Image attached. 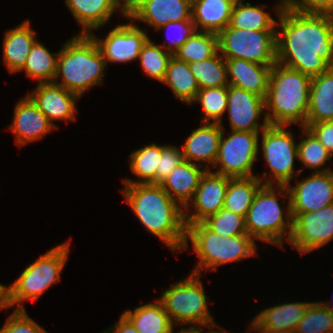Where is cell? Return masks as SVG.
Here are the masks:
<instances>
[{
    "label": "cell",
    "instance_id": "6da1fadb",
    "mask_svg": "<svg viewBox=\"0 0 333 333\" xmlns=\"http://www.w3.org/2000/svg\"><path fill=\"white\" fill-rule=\"evenodd\" d=\"M277 63L318 76L333 67V15L284 9L282 1L274 7Z\"/></svg>",
    "mask_w": 333,
    "mask_h": 333
},
{
    "label": "cell",
    "instance_id": "7a4b0ae2",
    "mask_svg": "<svg viewBox=\"0 0 333 333\" xmlns=\"http://www.w3.org/2000/svg\"><path fill=\"white\" fill-rule=\"evenodd\" d=\"M124 186V199L146 230L164 242L171 251H182L187 230L183 207L160 184Z\"/></svg>",
    "mask_w": 333,
    "mask_h": 333
},
{
    "label": "cell",
    "instance_id": "3957f363",
    "mask_svg": "<svg viewBox=\"0 0 333 333\" xmlns=\"http://www.w3.org/2000/svg\"><path fill=\"white\" fill-rule=\"evenodd\" d=\"M311 82L312 78L300 71L277 62L272 66L265 99L269 125L306 126Z\"/></svg>",
    "mask_w": 333,
    "mask_h": 333
},
{
    "label": "cell",
    "instance_id": "277c9868",
    "mask_svg": "<svg viewBox=\"0 0 333 333\" xmlns=\"http://www.w3.org/2000/svg\"><path fill=\"white\" fill-rule=\"evenodd\" d=\"M107 64L90 34H78L64 43L57 59L54 83L79 97L102 84ZM58 78L62 81H57Z\"/></svg>",
    "mask_w": 333,
    "mask_h": 333
},
{
    "label": "cell",
    "instance_id": "5b68a950",
    "mask_svg": "<svg viewBox=\"0 0 333 333\" xmlns=\"http://www.w3.org/2000/svg\"><path fill=\"white\" fill-rule=\"evenodd\" d=\"M277 194L284 198L288 197L285 213H283V208L278 202ZM245 221L247 234L251 238L282 247L284 237L288 242L293 229L291 198L288 187L263 185L258 190L247 212Z\"/></svg>",
    "mask_w": 333,
    "mask_h": 333
},
{
    "label": "cell",
    "instance_id": "8992f818",
    "mask_svg": "<svg viewBox=\"0 0 333 333\" xmlns=\"http://www.w3.org/2000/svg\"><path fill=\"white\" fill-rule=\"evenodd\" d=\"M186 242L190 239L199 260L192 273L200 274L205 270H217V267L230 262L256 256L257 244L249 235L220 236L210 230L203 222L186 225ZM204 267V268H203Z\"/></svg>",
    "mask_w": 333,
    "mask_h": 333
},
{
    "label": "cell",
    "instance_id": "52a82bcc",
    "mask_svg": "<svg viewBox=\"0 0 333 333\" xmlns=\"http://www.w3.org/2000/svg\"><path fill=\"white\" fill-rule=\"evenodd\" d=\"M70 242L66 241L42 254L36 261L28 265L10 285L11 307L25 310L24 301H37L53 284L60 280V274L70 253Z\"/></svg>",
    "mask_w": 333,
    "mask_h": 333
},
{
    "label": "cell",
    "instance_id": "ba28073f",
    "mask_svg": "<svg viewBox=\"0 0 333 333\" xmlns=\"http://www.w3.org/2000/svg\"><path fill=\"white\" fill-rule=\"evenodd\" d=\"M200 277V274L191 273L164 290L158 300L175 326L190 324L191 327L206 326L213 330L214 326L221 328L209 312L207 296Z\"/></svg>",
    "mask_w": 333,
    "mask_h": 333
},
{
    "label": "cell",
    "instance_id": "9c48e42d",
    "mask_svg": "<svg viewBox=\"0 0 333 333\" xmlns=\"http://www.w3.org/2000/svg\"><path fill=\"white\" fill-rule=\"evenodd\" d=\"M285 125H268L261 132L263 157L271 173H263L259 179L264 185L288 186L294 177H300L303 169L294 168L298 159L297 142ZM299 172V173H298ZM295 175V176H294ZM264 176H269L265 178Z\"/></svg>",
    "mask_w": 333,
    "mask_h": 333
},
{
    "label": "cell",
    "instance_id": "30bf717a",
    "mask_svg": "<svg viewBox=\"0 0 333 333\" xmlns=\"http://www.w3.org/2000/svg\"><path fill=\"white\" fill-rule=\"evenodd\" d=\"M218 51L224 59H243L261 65L277 62L276 31L226 27L218 34Z\"/></svg>",
    "mask_w": 333,
    "mask_h": 333
},
{
    "label": "cell",
    "instance_id": "8fae6325",
    "mask_svg": "<svg viewBox=\"0 0 333 333\" xmlns=\"http://www.w3.org/2000/svg\"><path fill=\"white\" fill-rule=\"evenodd\" d=\"M222 136L213 169L217 174L231 178L253 177V165L259 154V132L234 131L224 137V125L221 124Z\"/></svg>",
    "mask_w": 333,
    "mask_h": 333
},
{
    "label": "cell",
    "instance_id": "7c38bea8",
    "mask_svg": "<svg viewBox=\"0 0 333 333\" xmlns=\"http://www.w3.org/2000/svg\"><path fill=\"white\" fill-rule=\"evenodd\" d=\"M291 214L293 229L288 243L301 255L333 239V203L317 211Z\"/></svg>",
    "mask_w": 333,
    "mask_h": 333
},
{
    "label": "cell",
    "instance_id": "4fadbf2b",
    "mask_svg": "<svg viewBox=\"0 0 333 333\" xmlns=\"http://www.w3.org/2000/svg\"><path fill=\"white\" fill-rule=\"evenodd\" d=\"M126 19H129L130 22L112 28L104 40L97 38L93 32L90 33L96 41L106 64L109 62L130 63L135 61L139 58L143 45L149 39L145 28L142 30L139 26L134 25L131 18Z\"/></svg>",
    "mask_w": 333,
    "mask_h": 333
},
{
    "label": "cell",
    "instance_id": "5bb4252c",
    "mask_svg": "<svg viewBox=\"0 0 333 333\" xmlns=\"http://www.w3.org/2000/svg\"><path fill=\"white\" fill-rule=\"evenodd\" d=\"M226 112L230 129L234 131L262 132L269 125L265 99L233 85H228ZM263 114L264 120L260 124L258 120Z\"/></svg>",
    "mask_w": 333,
    "mask_h": 333
},
{
    "label": "cell",
    "instance_id": "9a60e30c",
    "mask_svg": "<svg viewBox=\"0 0 333 333\" xmlns=\"http://www.w3.org/2000/svg\"><path fill=\"white\" fill-rule=\"evenodd\" d=\"M229 183V177L206 170L200 179L192 200L184 208L186 225L202 222L208 216L217 213L223 208ZM194 210H190V207ZM187 211V212H186ZM189 211H191L189 213Z\"/></svg>",
    "mask_w": 333,
    "mask_h": 333
},
{
    "label": "cell",
    "instance_id": "2e32d148",
    "mask_svg": "<svg viewBox=\"0 0 333 333\" xmlns=\"http://www.w3.org/2000/svg\"><path fill=\"white\" fill-rule=\"evenodd\" d=\"M288 185L291 213L313 212L333 203V171L312 172L305 179Z\"/></svg>",
    "mask_w": 333,
    "mask_h": 333
},
{
    "label": "cell",
    "instance_id": "e0dca14e",
    "mask_svg": "<svg viewBox=\"0 0 333 333\" xmlns=\"http://www.w3.org/2000/svg\"><path fill=\"white\" fill-rule=\"evenodd\" d=\"M37 84V87L27 95L54 127L56 120H76L78 110L75 103L80 98L77 94L54 82Z\"/></svg>",
    "mask_w": 333,
    "mask_h": 333
},
{
    "label": "cell",
    "instance_id": "ac0fdd59",
    "mask_svg": "<svg viewBox=\"0 0 333 333\" xmlns=\"http://www.w3.org/2000/svg\"><path fill=\"white\" fill-rule=\"evenodd\" d=\"M12 120L8 129L20 147L40 140L55 128L28 95L16 103Z\"/></svg>",
    "mask_w": 333,
    "mask_h": 333
},
{
    "label": "cell",
    "instance_id": "d6986e66",
    "mask_svg": "<svg viewBox=\"0 0 333 333\" xmlns=\"http://www.w3.org/2000/svg\"><path fill=\"white\" fill-rule=\"evenodd\" d=\"M222 130L219 123H202L192 130L181 147L184 160L195 164L207 163L204 168L210 170L217 158Z\"/></svg>",
    "mask_w": 333,
    "mask_h": 333
},
{
    "label": "cell",
    "instance_id": "ffe728a7",
    "mask_svg": "<svg viewBox=\"0 0 333 333\" xmlns=\"http://www.w3.org/2000/svg\"><path fill=\"white\" fill-rule=\"evenodd\" d=\"M130 18L156 30L169 22L192 20V0H142Z\"/></svg>",
    "mask_w": 333,
    "mask_h": 333
},
{
    "label": "cell",
    "instance_id": "44dd1931",
    "mask_svg": "<svg viewBox=\"0 0 333 333\" xmlns=\"http://www.w3.org/2000/svg\"><path fill=\"white\" fill-rule=\"evenodd\" d=\"M229 85L252 92L266 99L272 66L243 59H225Z\"/></svg>",
    "mask_w": 333,
    "mask_h": 333
},
{
    "label": "cell",
    "instance_id": "7402d4cb",
    "mask_svg": "<svg viewBox=\"0 0 333 333\" xmlns=\"http://www.w3.org/2000/svg\"><path fill=\"white\" fill-rule=\"evenodd\" d=\"M312 302H291L265 308L252 319L250 330L292 331Z\"/></svg>",
    "mask_w": 333,
    "mask_h": 333
},
{
    "label": "cell",
    "instance_id": "603a6c76",
    "mask_svg": "<svg viewBox=\"0 0 333 333\" xmlns=\"http://www.w3.org/2000/svg\"><path fill=\"white\" fill-rule=\"evenodd\" d=\"M205 172L206 169L203 164L197 165L184 160L160 185L184 209L192 200L199 186L200 179Z\"/></svg>",
    "mask_w": 333,
    "mask_h": 333
},
{
    "label": "cell",
    "instance_id": "cb8c5ba5",
    "mask_svg": "<svg viewBox=\"0 0 333 333\" xmlns=\"http://www.w3.org/2000/svg\"><path fill=\"white\" fill-rule=\"evenodd\" d=\"M237 0H192V21L197 31L219 34L229 26Z\"/></svg>",
    "mask_w": 333,
    "mask_h": 333
},
{
    "label": "cell",
    "instance_id": "d4e9b609",
    "mask_svg": "<svg viewBox=\"0 0 333 333\" xmlns=\"http://www.w3.org/2000/svg\"><path fill=\"white\" fill-rule=\"evenodd\" d=\"M29 20L5 32L3 39V62L9 73L20 72L26 58L37 41Z\"/></svg>",
    "mask_w": 333,
    "mask_h": 333
},
{
    "label": "cell",
    "instance_id": "484cf974",
    "mask_svg": "<svg viewBox=\"0 0 333 333\" xmlns=\"http://www.w3.org/2000/svg\"><path fill=\"white\" fill-rule=\"evenodd\" d=\"M74 19L82 26L80 34H90L105 25L117 9L112 0H65Z\"/></svg>",
    "mask_w": 333,
    "mask_h": 333
},
{
    "label": "cell",
    "instance_id": "4316f807",
    "mask_svg": "<svg viewBox=\"0 0 333 333\" xmlns=\"http://www.w3.org/2000/svg\"><path fill=\"white\" fill-rule=\"evenodd\" d=\"M333 121V67L312 77L306 123Z\"/></svg>",
    "mask_w": 333,
    "mask_h": 333
},
{
    "label": "cell",
    "instance_id": "83f0119b",
    "mask_svg": "<svg viewBox=\"0 0 333 333\" xmlns=\"http://www.w3.org/2000/svg\"><path fill=\"white\" fill-rule=\"evenodd\" d=\"M139 333H171L174 327L163 304L156 299L153 303L137 306L122 313Z\"/></svg>",
    "mask_w": 333,
    "mask_h": 333
},
{
    "label": "cell",
    "instance_id": "f1b7e54d",
    "mask_svg": "<svg viewBox=\"0 0 333 333\" xmlns=\"http://www.w3.org/2000/svg\"><path fill=\"white\" fill-rule=\"evenodd\" d=\"M162 83L169 86L176 98L187 105L193 104L197 92L200 90L198 81L191 72L189 64L178 60L175 56H172L169 61Z\"/></svg>",
    "mask_w": 333,
    "mask_h": 333
},
{
    "label": "cell",
    "instance_id": "f546056e",
    "mask_svg": "<svg viewBox=\"0 0 333 333\" xmlns=\"http://www.w3.org/2000/svg\"><path fill=\"white\" fill-rule=\"evenodd\" d=\"M244 0H237L233 6L229 26L240 30L276 31L277 21L264 8V4L251 5ZM244 3V4H243ZM277 27V28H276Z\"/></svg>",
    "mask_w": 333,
    "mask_h": 333
},
{
    "label": "cell",
    "instance_id": "4dcf8cb0",
    "mask_svg": "<svg viewBox=\"0 0 333 333\" xmlns=\"http://www.w3.org/2000/svg\"><path fill=\"white\" fill-rule=\"evenodd\" d=\"M264 184L257 176L229 177L223 208L246 217L258 190Z\"/></svg>",
    "mask_w": 333,
    "mask_h": 333
},
{
    "label": "cell",
    "instance_id": "1f68e13d",
    "mask_svg": "<svg viewBox=\"0 0 333 333\" xmlns=\"http://www.w3.org/2000/svg\"><path fill=\"white\" fill-rule=\"evenodd\" d=\"M165 146L152 143L132 151L130 153L129 166L132 173L139 177V179L132 180L124 178L123 184H155L156 170L159 167L162 150Z\"/></svg>",
    "mask_w": 333,
    "mask_h": 333
},
{
    "label": "cell",
    "instance_id": "d6a6232c",
    "mask_svg": "<svg viewBox=\"0 0 333 333\" xmlns=\"http://www.w3.org/2000/svg\"><path fill=\"white\" fill-rule=\"evenodd\" d=\"M57 53H51L38 40L33 44L28 54L24 67L20 70L25 71L27 77L37 79L38 83L53 82L57 72Z\"/></svg>",
    "mask_w": 333,
    "mask_h": 333
},
{
    "label": "cell",
    "instance_id": "836d02e7",
    "mask_svg": "<svg viewBox=\"0 0 333 333\" xmlns=\"http://www.w3.org/2000/svg\"><path fill=\"white\" fill-rule=\"evenodd\" d=\"M198 81L199 88L228 86L226 61L219 51L203 61L188 63Z\"/></svg>",
    "mask_w": 333,
    "mask_h": 333
},
{
    "label": "cell",
    "instance_id": "e575fe53",
    "mask_svg": "<svg viewBox=\"0 0 333 333\" xmlns=\"http://www.w3.org/2000/svg\"><path fill=\"white\" fill-rule=\"evenodd\" d=\"M218 51V35L210 32H195L175 53L178 60L192 63L212 57Z\"/></svg>",
    "mask_w": 333,
    "mask_h": 333
},
{
    "label": "cell",
    "instance_id": "d590c367",
    "mask_svg": "<svg viewBox=\"0 0 333 333\" xmlns=\"http://www.w3.org/2000/svg\"><path fill=\"white\" fill-rule=\"evenodd\" d=\"M302 132L306 138H301L297 144L298 161L306 168L313 169V172H328L331 168L320 169L333 155L316 138V136L306 127H302Z\"/></svg>",
    "mask_w": 333,
    "mask_h": 333
},
{
    "label": "cell",
    "instance_id": "8d00e7d4",
    "mask_svg": "<svg viewBox=\"0 0 333 333\" xmlns=\"http://www.w3.org/2000/svg\"><path fill=\"white\" fill-rule=\"evenodd\" d=\"M228 86L203 88L197 92L193 103H201L202 123L222 124V117L227 109ZM212 120V121H210Z\"/></svg>",
    "mask_w": 333,
    "mask_h": 333
},
{
    "label": "cell",
    "instance_id": "74e56055",
    "mask_svg": "<svg viewBox=\"0 0 333 333\" xmlns=\"http://www.w3.org/2000/svg\"><path fill=\"white\" fill-rule=\"evenodd\" d=\"M172 56L160 45L154 44L148 39L143 45L138 59L146 75L162 83Z\"/></svg>",
    "mask_w": 333,
    "mask_h": 333
},
{
    "label": "cell",
    "instance_id": "f35d334b",
    "mask_svg": "<svg viewBox=\"0 0 333 333\" xmlns=\"http://www.w3.org/2000/svg\"><path fill=\"white\" fill-rule=\"evenodd\" d=\"M294 332L333 333V313L320 302H312Z\"/></svg>",
    "mask_w": 333,
    "mask_h": 333
},
{
    "label": "cell",
    "instance_id": "ab89813d",
    "mask_svg": "<svg viewBox=\"0 0 333 333\" xmlns=\"http://www.w3.org/2000/svg\"><path fill=\"white\" fill-rule=\"evenodd\" d=\"M210 230L220 236L248 235L245 217L222 208L202 221Z\"/></svg>",
    "mask_w": 333,
    "mask_h": 333
},
{
    "label": "cell",
    "instance_id": "60d3db41",
    "mask_svg": "<svg viewBox=\"0 0 333 333\" xmlns=\"http://www.w3.org/2000/svg\"><path fill=\"white\" fill-rule=\"evenodd\" d=\"M165 29L167 30H175V34L177 36H173L174 38H168V45L167 44H159L164 50L172 54L173 56L179 50V48L195 33L197 32L196 26L192 20H182L178 22H169L166 25L161 26L157 29V31ZM177 32V33H176ZM170 41V42H169Z\"/></svg>",
    "mask_w": 333,
    "mask_h": 333
},
{
    "label": "cell",
    "instance_id": "b9f144b4",
    "mask_svg": "<svg viewBox=\"0 0 333 333\" xmlns=\"http://www.w3.org/2000/svg\"><path fill=\"white\" fill-rule=\"evenodd\" d=\"M0 333H48L30 318L26 310H15L7 317Z\"/></svg>",
    "mask_w": 333,
    "mask_h": 333
},
{
    "label": "cell",
    "instance_id": "7bdbcfd3",
    "mask_svg": "<svg viewBox=\"0 0 333 333\" xmlns=\"http://www.w3.org/2000/svg\"><path fill=\"white\" fill-rule=\"evenodd\" d=\"M183 161L181 147L166 145L162 150L159 167L156 170L155 184H161Z\"/></svg>",
    "mask_w": 333,
    "mask_h": 333
},
{
    "label": "cell",
    "instance_id": "ee69618b",
    "mask_svg": "<svg viewBox=\"0 0 333 333\" xmlns=\"http://www.w3.org/2000/svg\"><path fill=\"white\" fill-rule=\"evenodd\" d=\"M305 127L308 128L333 155V121L306 123Z\"/></svg>",
    "mask_w": 333,
    "mask_h": 333
},
{
    "label": "cell",
    "instance_id": "f6af8a7d",
    "mask_svg": "<svg viewBox=\"0 0 333 333\" xmlns=\"http://www.w3.org/2000/svg\"><path fill=\"white\" fill-rule=\"evenodd\" d=\"M284 9L316 13V0H281Z\"/></svg>",
    "mask_w": 333,
    "mask_h": 333
},
{
    "label": "cell",
    "instance_id": "bcb514c9",
    "mask_svg": "<svg viewBox=\"0 0 333 333\" xmlns=\"http://www.w3.org/2000/svg\"><path fill=\"white\" fill-rule=\"evenodd\" d=\"M114 7L121 11L124 18L131 15L140 7L142 0H112Z\"/></svg>",
    "mask_w": 333,
    "mask_h": 333
},
{
    "label": "cell",
    "instance_id": "7dc6e473",
    "mask_svg": "<svg viewBox=\"0 0 333 333\" xmlns=\"http://www.w3.org/2000/svg\"><path fill=\"white\" fill-rule=\"evenodd\" d=\"M102 333H139L134 325L123 315L119 317V320L115 323V326L110 327L107 331Z\"/></svg>",
    "mask_w": 333,
    "mask_h": 333
},
{
    "label": "cell",
    "instance_id": "c3c4849f",
    "mask_svg": "<svg viewBox=\"0 0 333 333\" xmlns=\"http://www.w3.org/2000/svg\"><path fill=\"white\" fill-rule=\"evenodd\" d=\"M10 307V288L0 283V310Z\"/></svg>",
    "mask_w": 333,
    "mask_h": 333
},
{
    "label": "cell",
    "instance_id": "681fc988",
    "mask_svg": "<svg viewBox=\"0 0 333 333\" xmlns=\"http://www.w3.org/2000/svg\"><path fill=\"white\" fill-rule=\"evenodd\" d=\"M316 13L333 15V0H316Z\"/></svg>",
    "mask_w": 333,
    "mask_h": 333
},
{
    "label": "cell",
    "instance_id": "f907efd6",
    "mask_svg": "<svg viewBox=\"0 0 333 333\" xmlns=\"http://www.w3.org/2000/svg\"><path fill=\"white\" fill-rule=\"evenodd\" d=\"M204 327H187V328H180V331H177V333H203L202 330ZM171 333H176L172 330Z\"/></svg>",
    "mask_w": 333,
    "mask_h": 333
},
{
    "label": "cell",
    "instance_id": "816d5d0a",
    "mask_svg": "<svg viewBox=\"0 0 333 333\" xmlns=\"http://www.w3.org/2000/svg\"><path fill=\"white\" fill-rule=\"evenodd\" d=\"M257 331V333H295L292 331H285V332H280V331H268V330H254Z\"/></svg>",
    "mask_w": 333,
    "mask_h": 333
},
{
    "label": "cell",
    "instance_id": "f5cc1de1",
    "mask_svg": "<svg viewBox=\"0 0 333 333\" xmlns=\"http://www.w3.org/2000/svg\"><path fill=\"white\" fill-rule=\"evenodd\" d=\"M323 306H325L329 311H331L333 313V302L331 303V306L329 305L330 303L328 302H320Z\"/></svg>",
    "mask_w": 333,
    "mask_h": 333
},
{
    "label": "cell",
    "instance_id": "db71d44e",
    "mask_svg": "<svg viewBox=\"0 0 333 333\" xmlns=\"http://www.w3.org/2000/svg\"><path fill=\"white\" fill-rule=\"evenodd\" d=\"M208 333H228V330L223 329V331H220V330L217 331V330H213V329H208Z\"/></svg>",
    "mask_w": 333,
    "mask_h": 333
}]
</instances>
